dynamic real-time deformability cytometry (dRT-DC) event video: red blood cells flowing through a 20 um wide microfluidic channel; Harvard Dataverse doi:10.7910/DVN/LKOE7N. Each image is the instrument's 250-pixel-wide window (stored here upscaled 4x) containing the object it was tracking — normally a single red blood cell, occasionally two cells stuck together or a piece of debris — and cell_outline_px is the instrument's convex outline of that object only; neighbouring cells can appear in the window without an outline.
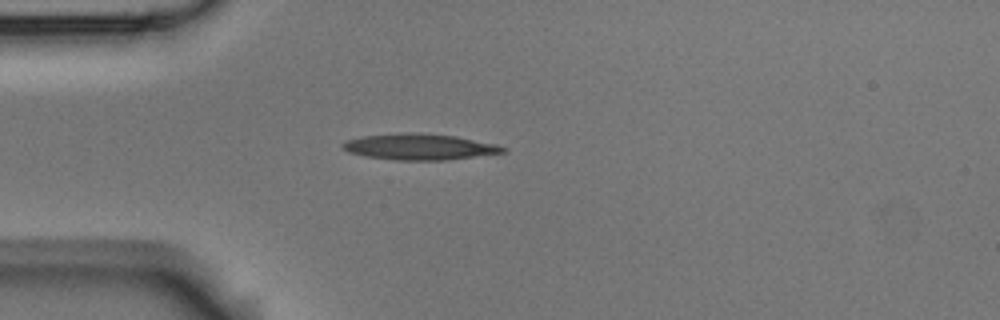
{"species": "Egyptian fruit bat (a non-hibernating species)", "species_latin": "Rousettus aegyptiacus", "temperature_condition": "room temperature", "stored_images_in_passage": 4, "camera_frame_rate_fps": 3000, "um_per_image_px": 0.085, "animal": {"sex": "male"}, "frame": {"image": 1, "passage_image": 3, "time_ms": 0.667, "image_size_px": [1000, 320], "cell_outline_px": [[508, 152], [444, 160], [396, 160], [364, 156], [348, 152], [340, 144], [344, 140], [360, 136], [400, 132], [412, 132], [456, 136], [496, 144], [508, 148]], "centroid_in_image_um": [35.63, 12.47], "position_along_channel_um": 49.4, "area_um2": 24.57}}